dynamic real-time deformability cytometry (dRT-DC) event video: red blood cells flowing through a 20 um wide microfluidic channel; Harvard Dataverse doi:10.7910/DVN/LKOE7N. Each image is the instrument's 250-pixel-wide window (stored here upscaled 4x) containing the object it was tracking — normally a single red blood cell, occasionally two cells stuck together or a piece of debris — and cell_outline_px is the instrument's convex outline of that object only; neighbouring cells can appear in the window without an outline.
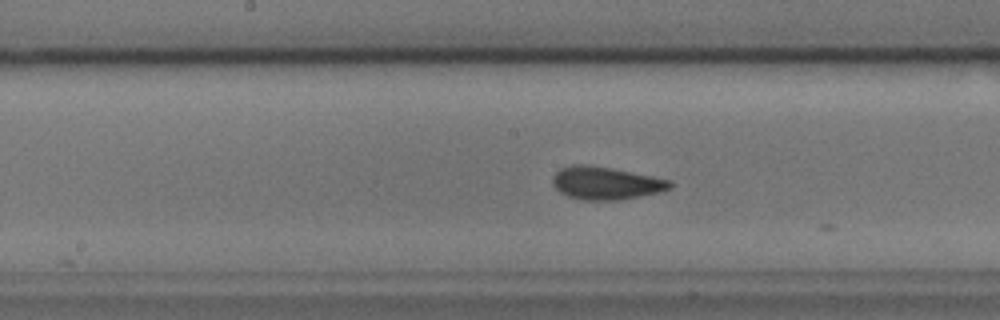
{"species": "common noctule bat (a hibernating species)", "species_latin": "Nyctalus noctula", "temperature_condition": "cold", "stored_images_in_passage": 13, "camera_frame_rate_fps": 3000, "um_per_image_px": 0.085, "animal": {"sex": "male", "body_mass_g": 17.9, "forearm_length_mm": 54.2}, "frame": {"image": 1, "passage_image": 11, "time_ms": 3.333, "image_size_px": [1000, 320], "cell_outline_px": [[672, 188], [664, 192], [620, 200], [580, 200], [568, 196], [560, 192], [552, 184], [552, 176], [560, 168], [572, 164], [584, 164], [612, 168], [672, 180]], "centroid_in_image_um": [51.52, 15.57], "position_along_channel_um": 196.7, "area_um2": 22.77}}